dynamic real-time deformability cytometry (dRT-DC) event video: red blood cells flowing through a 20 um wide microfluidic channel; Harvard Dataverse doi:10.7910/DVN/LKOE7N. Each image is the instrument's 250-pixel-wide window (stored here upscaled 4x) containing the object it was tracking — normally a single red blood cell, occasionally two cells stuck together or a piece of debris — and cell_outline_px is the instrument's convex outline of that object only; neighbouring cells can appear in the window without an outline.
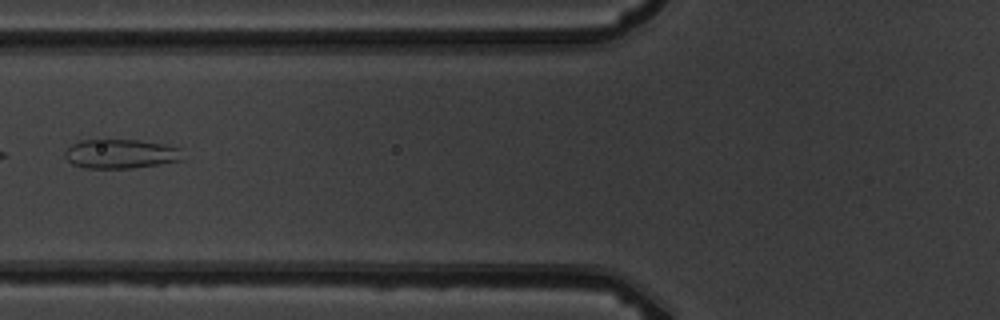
{"species": "common noctule bat (a hibernating species)", "species_latin": "Nyctalus noctula", "temperature_condition": "warm", "stored_images_in_passage": 6, "camera_frame_rate_fps": 3000, "um_per_image_px": 0.085, "animal": {"sex": "male", "body_mass_g": 19.5, "forearm_length_mm": 54.6}, "frame": {"image": 1, "passage_image": 6, "time_ms": 5.667, "image_size_px": [1000, 320], "cell_outline_px": [[180, 160], [132, 168], [84, 168], [72, 164], [64, 156], [64, 152], [72, 144], [80, 140], [96, 136], [104, 136], [140, 140], [164, 144], [180, 148]], "centroid_in_image_um": [10.14, 13.01], "position_along_channel_um": 115.7, "area_um2": 20.81}}